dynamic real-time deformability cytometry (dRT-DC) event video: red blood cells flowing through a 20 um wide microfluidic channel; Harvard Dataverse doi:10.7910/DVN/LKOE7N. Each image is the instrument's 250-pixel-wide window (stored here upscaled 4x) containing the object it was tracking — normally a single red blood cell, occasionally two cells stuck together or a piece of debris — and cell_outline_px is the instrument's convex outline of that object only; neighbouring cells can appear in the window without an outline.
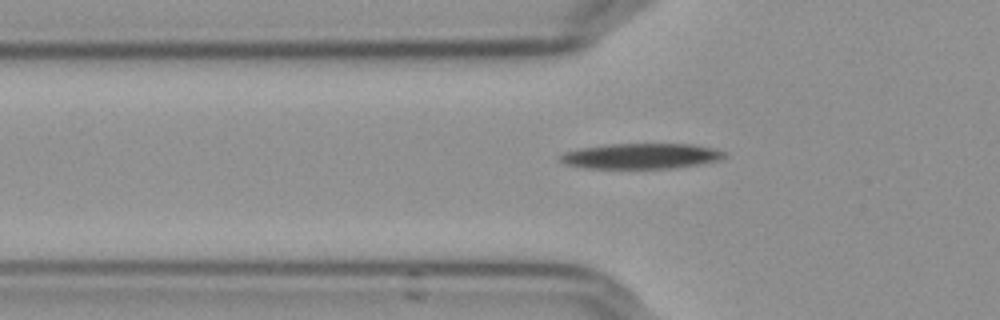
{"species": "Egyptian fruit bat (a non-hibernating species)", "species_latin": "Rousettus aegyptiacus", "temperature_condition": "cold", "stored_images_in_passage": 38, "camera_frame_rate_fps": 3000, "um_per_image_px": 0.085, "frame": {"image": 1, "passage_image": 2, "time_ms": 0.333, "image_size_px": [1000, 320], "cell_outline_px": [[724, 156], [720, 160], [700, 164], [672, 168], [584, 168], [564, 164], [556, 160], [564, 152], [580, 148], [604, 144], [692, 144], [712, 148], [724, 152]], "centroid_in_image_um": [54.41, 13.26], "position_along_channel_um": 71.4, "area_um2": 24.39}}
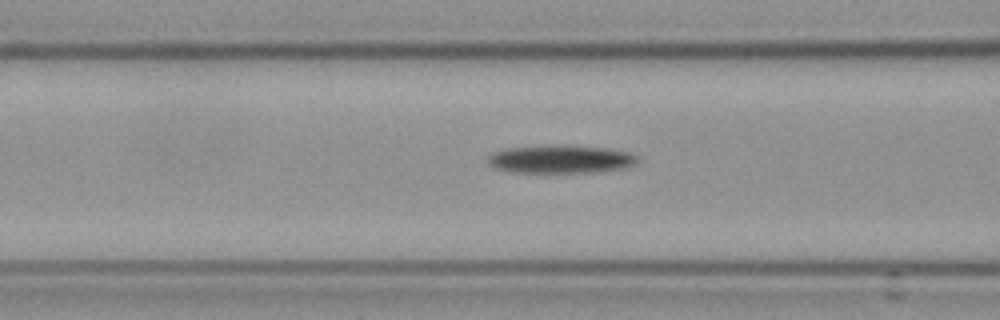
{"frame": {"image": 2, "passage_image": 6, "time_ms": 1.667, "image_size_px": [1000, 320], "cell_outline_px": [[640, 160], [636, 164], [628, 168], [596, 172], [516, 172], [496, 168], [488, 164], [488, 156], [492, 152], [508, 148], [548, 144], [552, 144], [604, 148], [628, 152], [636, 156]], "centroid_in_image_um": [47.67, 13.52], "position_along_channel_um": 118.9, "area_um2": 24.68}}
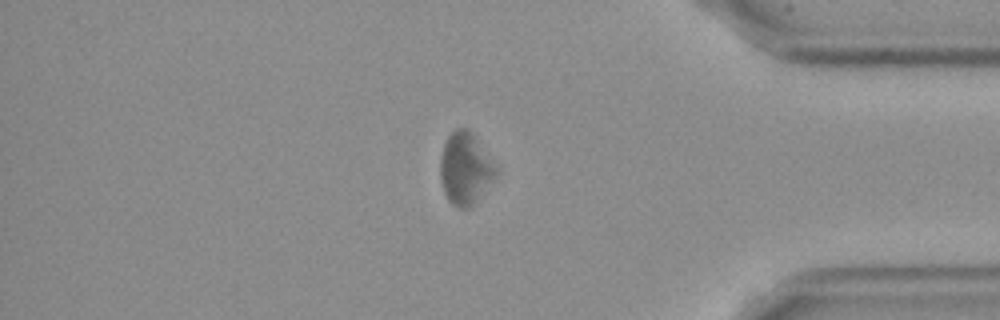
{"frame": {"image": 3, "passage_image": 31, "time_ms": 10.0, "image_size_px": [1000, 320], "cell_outline_px": [[496, 172], [468, 208], [460, 208], [452, 204], [448, 200], [444, 192], [440, 180], [440, 160], [444, 144], [448, 136], [456, 128], [468, 128], [472, 132], [496, 168]], "centroid_in_image_um": [39.46, 14.28], "position_along_channel_um": 395.7, "area_um2": 22.31}}